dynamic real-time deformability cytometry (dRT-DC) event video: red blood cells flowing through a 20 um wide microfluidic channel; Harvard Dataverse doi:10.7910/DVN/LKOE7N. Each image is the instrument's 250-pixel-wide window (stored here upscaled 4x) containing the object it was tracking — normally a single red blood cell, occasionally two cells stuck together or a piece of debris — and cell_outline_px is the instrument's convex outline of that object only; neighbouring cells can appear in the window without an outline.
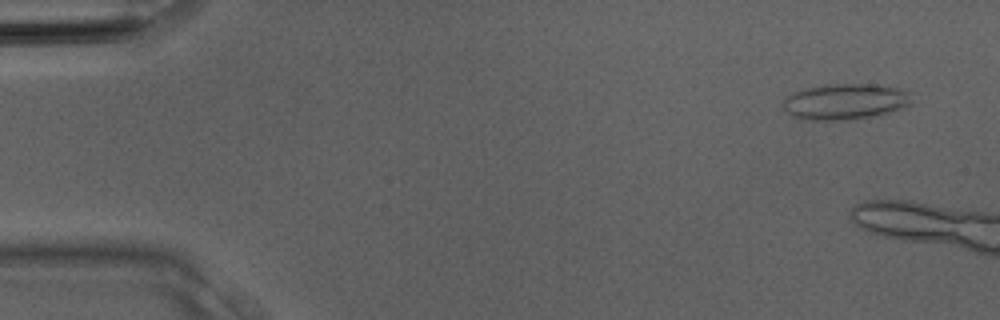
{"species": "Egyptian fruit bat (a non-hibernating species)", "species_latin": "Rousettus aegyptiacus", "temperature_condition": "room temperature", "stored_images_in_passage": 4, "camera_frame_rate_fps": 3000, "um_per_image_px": 0.085, "animal": {"sex": "male"}, "frame": {"image": 1, "passage_image": 1, "time_ms": 0.0, "image_size_px": [1000, 320], "cell_outline_px": [[912, 104], [888, 112], [848, 120], [800, 120], [780, 108], [784, 96], [792, 92], [804, 88], [828, 84], [872, 84], [896, 88], [908, 92]], "centroid_in_image_um": [71.71, 8.64], "position_along_channel_um": 13.3, "area_um2": 26.99}}